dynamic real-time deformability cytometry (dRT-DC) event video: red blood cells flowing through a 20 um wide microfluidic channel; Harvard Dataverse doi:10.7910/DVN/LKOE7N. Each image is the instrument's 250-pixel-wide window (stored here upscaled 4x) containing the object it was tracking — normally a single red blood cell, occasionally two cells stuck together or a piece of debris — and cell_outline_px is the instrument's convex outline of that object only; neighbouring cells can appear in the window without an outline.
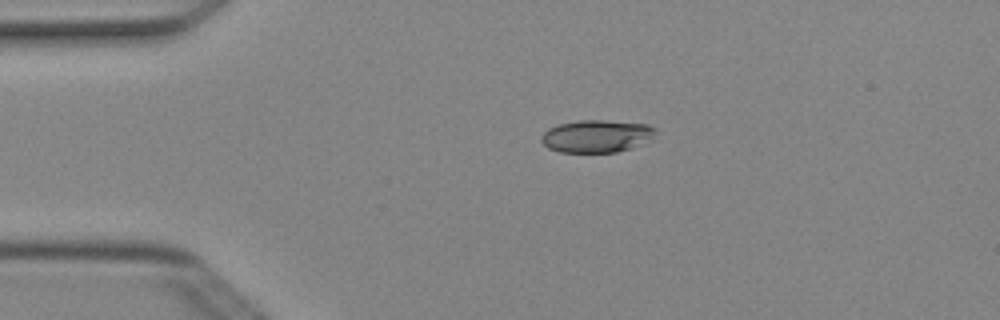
{"species": "Egyptian fruit bat (a non-hibernating species)", "species_latin": "Rousettus aegyptiacus", "temperature_condition": "cold", "stored_images_in_passage": 3, "camera_frame_rate_fps": 3000, "um_per_image_px": 0.085, "animal": {"sex": "female"}, "frame": {"image": 1, "passage_image": 2, "time_ms": 0.333, "image_size_px": [1000, 320], "cell_outline_px": [[656, 132], [652, 140], [616, 152], [560, 152], [548, 148], [540, 140], [544, 132], [548, 128], [560, 124], [580, 120], [604, 120], [648, 124], [656, 128]], "centroid_in_image_um": [50.73, 11.56], "position_along_channel_um": 34.3, "area_um2": 21.62}}